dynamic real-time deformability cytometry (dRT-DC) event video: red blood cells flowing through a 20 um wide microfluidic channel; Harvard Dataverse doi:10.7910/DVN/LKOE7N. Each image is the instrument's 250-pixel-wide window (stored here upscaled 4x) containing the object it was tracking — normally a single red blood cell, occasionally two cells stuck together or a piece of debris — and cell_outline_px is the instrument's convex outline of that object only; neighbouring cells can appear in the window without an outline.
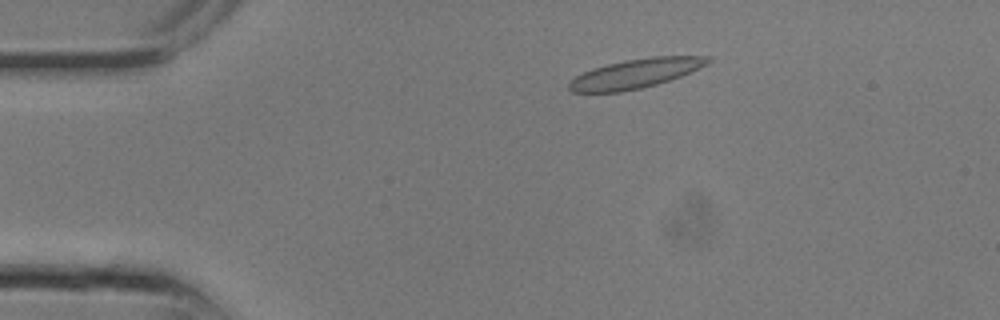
{"species": "common noctule bat (a hibernating species)", "species_latin": "Nyctalus noctula", "temperature_condition": "room temperature", "stored_images_in_passage": 15, "camera_frame_rate_fps": 3000, "um_per_image_px": 0.085, "animal": {"sex": "male", "body_mass_g": 13.3}, "frame": {"image": 1, "passage_image": 4, "time_ms": 1.0, "image_size_px": [1000, 320], "cell_outline_px": [[712, 60], [708, 64], [680, 76], [656, 84], [640, 88], [620, 92], [572, 92], [568, 88], [568, 84], [576, 76], [592, 68], [624, 60], [652, 56], [708, 56]], "centroid_in_image_um": [54.02, 6.24], "position_along_channel_um": 31.0, "area_um2": 23.47}}
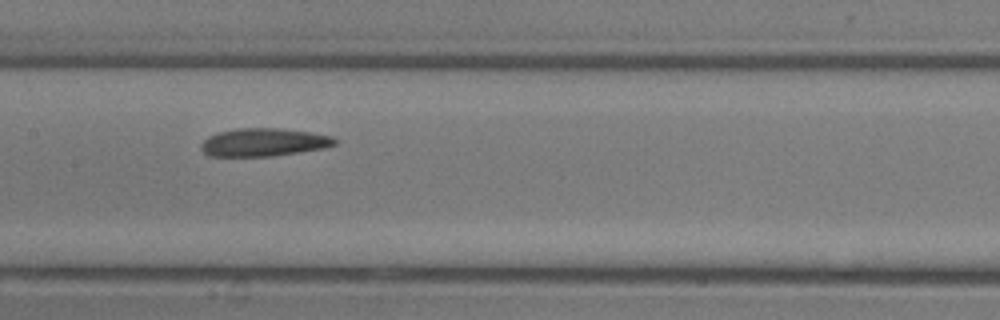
{"frame": {"image": 2, "passage_image": 12, "time_ms": 3.667, "image_size_px": [1000, 320], "cell_outline_px": [[336, 144], [324, 148], [300, 152], [272, 156], [208, 156], [200, 148], [200, 144], [208, 136], [220, 132], [240, 128], [276, 128], [312, 132], [332, 136], [336, 140]], "centroid_in_image_um": [22.41, 12.1], "position_along_channel_um": 185.0, "area_um2": 21.79}}
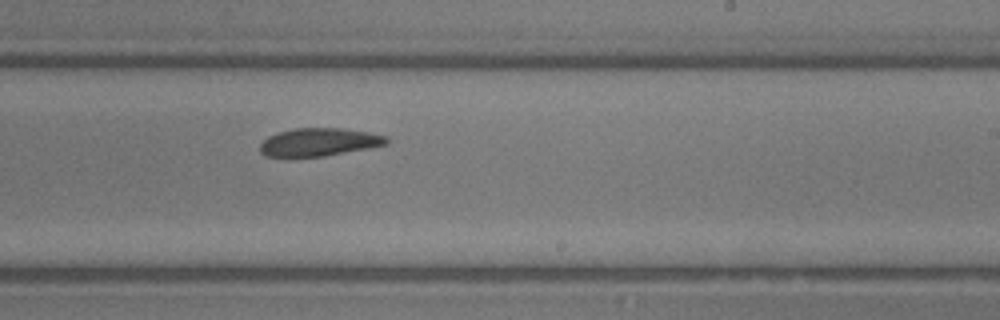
{"frame": {"image": 3, "passage_image": 15, "time_ms": 4.667, "image_size_px": [1000, 320], "cell_outline_px": [[388, 144], [368, 148], [324, 156], [288, 160], [284, 160], [264, 156], [260, 152], [260, 144], [268, 136], [276, 132], [292, 128], [340, 128], [368, 132], [388, 136]], "centroid_in_image_um": [27.01, 12.12], "position_along_channel_um": 262.0, "area_um2": 21.5}}